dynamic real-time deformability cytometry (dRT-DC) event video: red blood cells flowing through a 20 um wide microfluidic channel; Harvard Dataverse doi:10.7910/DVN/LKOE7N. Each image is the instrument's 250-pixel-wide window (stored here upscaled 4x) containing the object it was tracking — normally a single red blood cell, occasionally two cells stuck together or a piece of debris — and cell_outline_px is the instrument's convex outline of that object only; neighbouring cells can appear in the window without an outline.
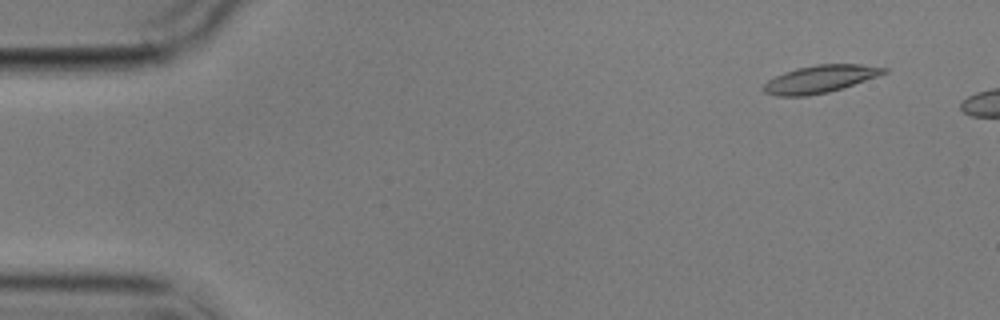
{"species": "common noctule bat (a hibernating species)", "species_latin": "Nyctalus noctula", "temperature_condition": "cold", "stored_images_in_passage": 3, "camera_frame_rate_fps": 3000, "um_per_image_px": 0.085, "animal": {"sex": "male", "body_mass_g": 17.9}, "frame": {"image": 1, "passage_image": 1, "time_ms": 0.0, "image_size_px": [1000, 320], "cell_outline_px": [[888, 72], [828, 92], [808, 96], [776, 96], [764, 92], [760, 88], [768, 80], [784, 72], [796, 68], [816, 64], [860, 64], [888, 68]], "centroid_in_image_um": [69.65, 6.71], "position_along_channel_um": 15.4, "area_um2": 19.13}}